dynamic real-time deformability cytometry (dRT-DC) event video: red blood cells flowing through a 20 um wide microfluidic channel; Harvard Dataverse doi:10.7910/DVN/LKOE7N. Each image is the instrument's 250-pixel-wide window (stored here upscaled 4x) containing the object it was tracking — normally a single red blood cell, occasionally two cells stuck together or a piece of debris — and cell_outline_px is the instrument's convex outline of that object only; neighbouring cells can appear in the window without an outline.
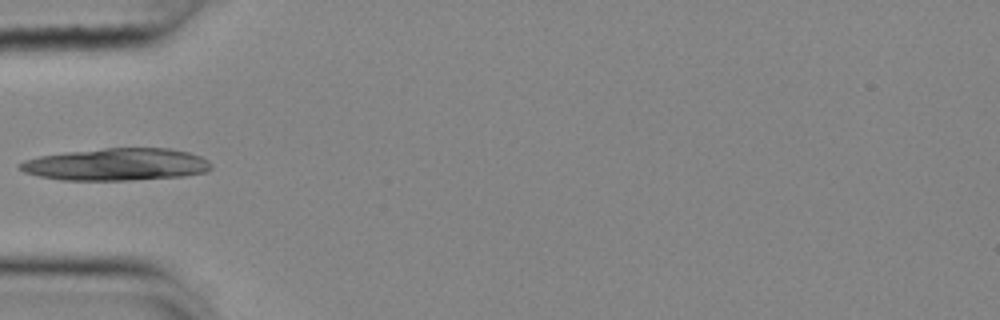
{"species": "common noctule bat (a hibernating species)", "species_latin": "Nyctalus noctula", "temperature_condition": "cold", "stored_images_in_passage": 13, "camera_frame_rate_fps": 3000, "um_per_image_px": 0.085, "animal": {"sex": "female", "body_mass_g": 25.1}, "frame": {"image": 1, "passage_image": 1, "time_ms": 0.0, "image_size_px": [1000, 320], "cell_outline_px": [[212, 168], [208, 172], [184, 176], [128, 180], [60, 180], [40, 176], [24, 172], [16, 168], [16, 164], [24, 160], [40, 156], [68, 152], [104, 148], [168, 148], [188, 152], [200, 156], [208, 160], [212, 164]], "centroid_in_image_um": [9.89, 13.98], "position_along_channel_um": 75.1, "area_um2": 36.13}}
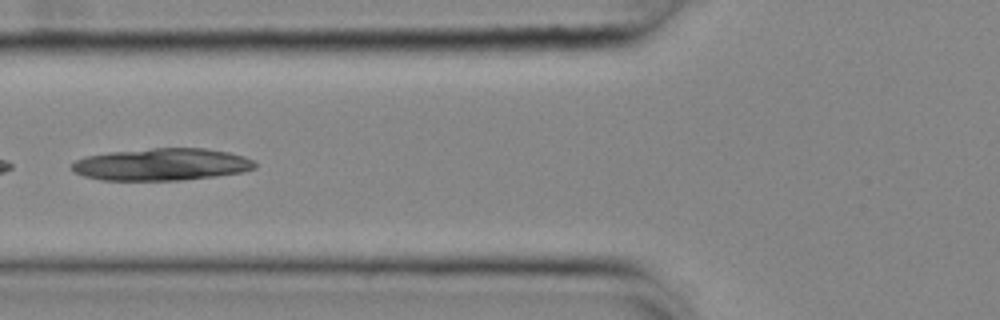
{"frame": {"image": 2, "passage_image": 4, "time_ms": 1.0, "image_size_px": [1000, 320], "cell_outline_px": [[256, 168], [244, 172], [216, 176], [180, 180], [100, 180], [84, 176], [76, 172], [72, 168], [72, 164], [76, 160], [88, 156], [108, 152], [152, 148], [204, 148], [228, 152], [244, 156], [252, 160], [256, 164]], "centroid_in_image_um": [13.77, 13.97], "position_along_channel_um": 112.0, "area_um2": 34.28}}
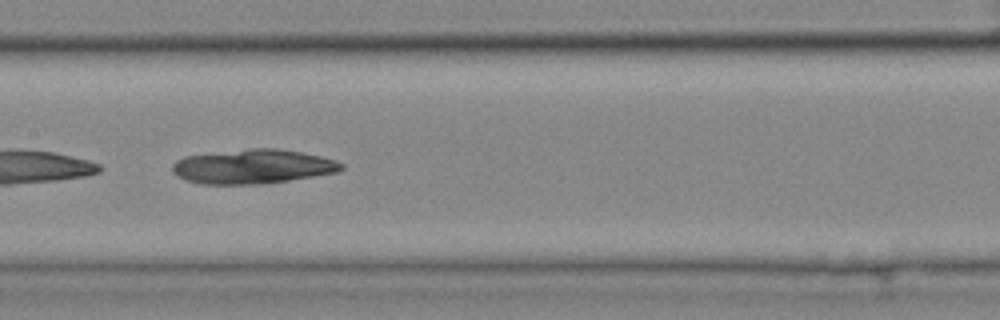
{"frame": {"image": 3, "passage_image": 10, "time_ms": 3.0, "image_size_px": [1000, 320], "cell_outline_px": [[344, 168], [336, 172], [264, 184], [200, 184], [184, 180], [176, 176], [172, 172], [172, 164], [176, 160], [184, 156], [252, 148], [276, 148], [300, 152], [320, 156], [336, 160], [344, 164]], "centroid_in_image_um": [21.44, 14.16], "position_along_channel_um": 186.0, "area_um2": 33.81}}